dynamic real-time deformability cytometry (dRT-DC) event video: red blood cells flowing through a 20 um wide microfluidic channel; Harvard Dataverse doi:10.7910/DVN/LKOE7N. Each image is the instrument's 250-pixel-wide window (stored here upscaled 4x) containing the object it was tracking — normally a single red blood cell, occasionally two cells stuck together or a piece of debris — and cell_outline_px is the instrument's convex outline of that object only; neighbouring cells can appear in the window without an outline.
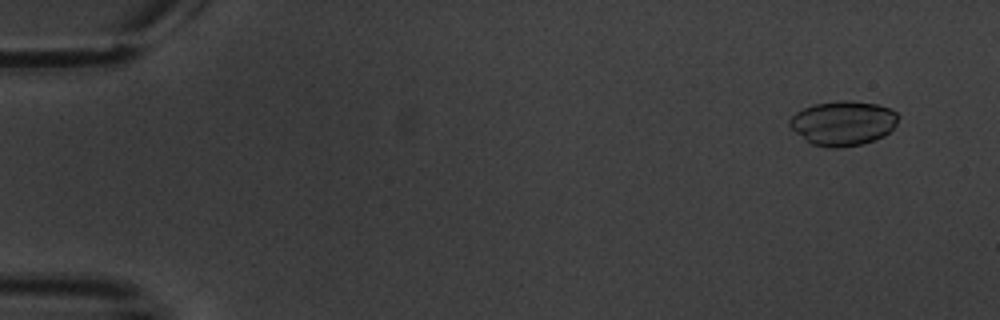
{"species": "common noctule bat (a hibernating species)", "species_latin": "Nyctalus noctula", "temperature_condition": "warm", "stored_images_in_passage": 6, "camera_frame_rate_fps": 3000, "um_per_image_px": 0.085, "animal": {"sex": "male", "body_mass_g": 20.1, "forearm_length_mm": 53.5}, "frame": {"image": 1, "passage_image": 2, "time_ms": 1.333, "image_size_px": [1000, 320], "cell_outline_px": [[900, 116], [896, 124], [884, 136], [860, 144], [840, 148], [828, 148], [812, 144], [804, 140], [788, 124], [788, 120], [796, 112], [812, 104], [836, 100], [848, 100], [876, 104], [888, 108], [896, 112]], "centroid_in_image_um": [71.63, 10.46], "position_along_channel_um": 13.4, "area_um2": 28.26}}